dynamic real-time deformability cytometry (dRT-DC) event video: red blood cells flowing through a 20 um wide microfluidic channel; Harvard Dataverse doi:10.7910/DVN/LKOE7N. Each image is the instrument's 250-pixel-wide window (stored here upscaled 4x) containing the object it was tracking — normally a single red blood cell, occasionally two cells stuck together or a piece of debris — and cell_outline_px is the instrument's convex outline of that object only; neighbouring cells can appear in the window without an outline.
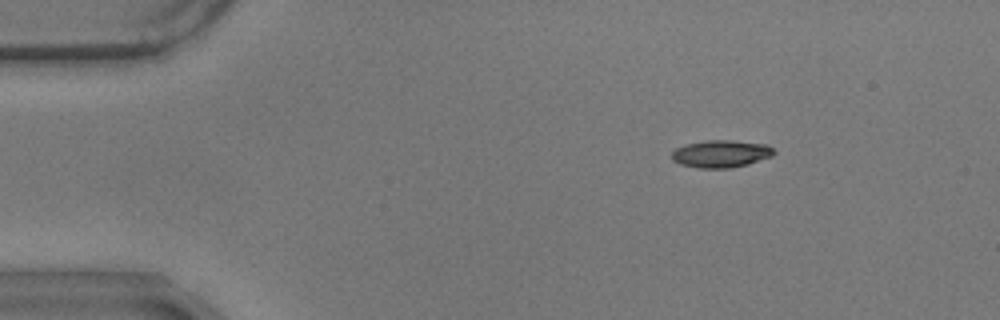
{"species": "common noctule bat (a hibernating species)", "species_latin": "Nyctalus noctula", "temperature_condition": "warm", "stored_images_in_passage": 29, "camera_frame_rate_fps": 3000, "um_per_image_px": 0.085, "animal": {"sex": "male", "body_mass_g": 17.9}, "frame": {"image": 1, "passage_image": 5, "time_ms": 1.333, "image_size_px": [1000, 320], "cell_outline_px": [[776, 152], [772, 156], [748, 164], [728, 168], [696, 168], [680, 164], [672, 160], [672, 152], [676, 148], [684, 144], [708, 140], [732, 140], [768, 144]], "centroid_in_image_um": [61.28, 13.07], "position_along_channel_um": 23.7, "area_um2": 16.42}}